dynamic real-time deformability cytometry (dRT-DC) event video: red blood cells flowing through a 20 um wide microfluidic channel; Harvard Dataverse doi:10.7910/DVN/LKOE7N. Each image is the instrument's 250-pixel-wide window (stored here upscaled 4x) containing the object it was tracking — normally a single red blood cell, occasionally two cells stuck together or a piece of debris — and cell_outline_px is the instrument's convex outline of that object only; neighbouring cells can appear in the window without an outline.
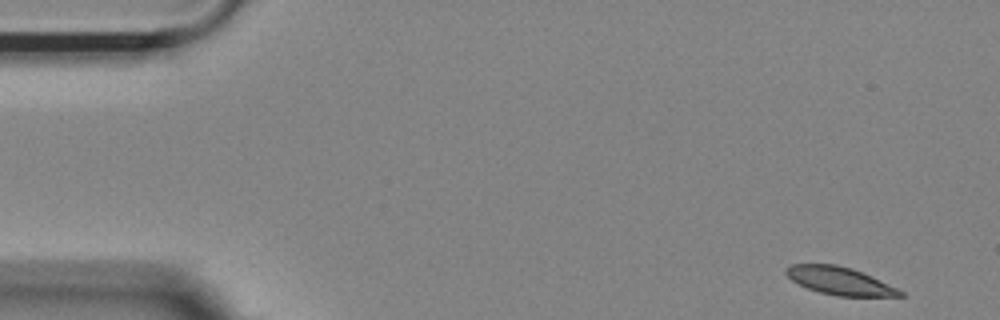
{"species": "Egyptian fruit bat (a non-hibernating species)", "species_latin": "Rousettus aegyptiacus", "temperature_condition": "room temperature", "stored_images_in_passage": 50, "camera_frame_rate_fps": 3000, "um_per_image_px": 0.085, "animal": {"sex": "female"}, "frame": {"image": 1, "passage_image": 1, "time_ms": 0.0, "image_size_px": [1000, 320], "cell_outline_px": [[904, 296], [836, 296], [820, 292], [808, 288], [792, 280], [784, 272], [784, 268], [792, 264], [836, 264], [852, 268], [872, 276], [904, 292]], "centroid_in_image_um": [71.36, 23.86], "position_along_channel_um": 13.6, "area_um2": 18.32}}
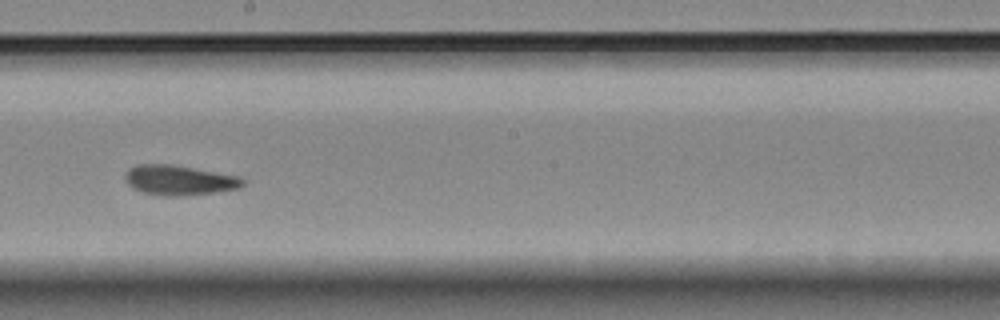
{"frame": {"image": 2, "passage_image": 28, "time_ms": 9.0, "image_size_px": [1000, 320], "cell_outline_px": [[244, 184], [240, 188], [216, 192], [176, 196], [164, 196], [140, 192], [132, 188], [124, 180], [124, 176], [128, 168], [136, 164], [172, 164], [240, 176], [244, 180]], "centroid_in_image_um": [15.2, 15.31], "position_along_channel_um": 233.0, "area_um2": 20.75}}
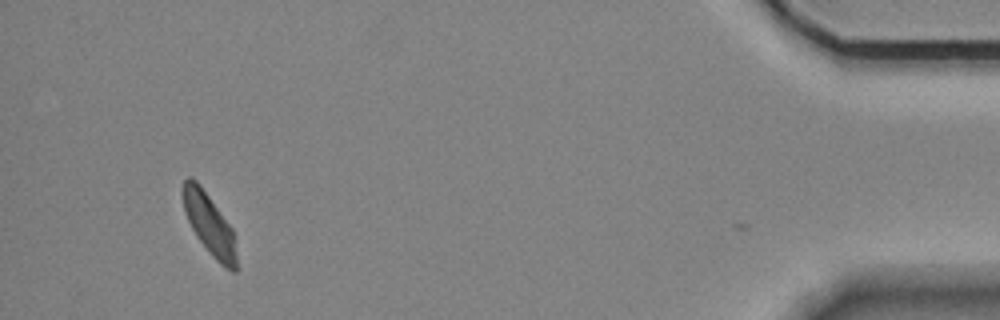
{"frame": {"image": 3, "passage_image": 49, "time_ms": 16.0, "image_size_px": [1000, 320], "cell_outline_px": [[236, 272], [232, 272], [224, 268], [212, 256], [196, 236], [184, 212], [180, 192], [180, 188], [184, 180], [188, 176], [196, 180], [200, 184], [232, 228], [236, 256]], "centroid_in_image_um": [17.74, 19.02], "position_along_channel_um": 417.5, "area_um2": 19.25}, "authors_computed_cell_mechanics": {"area_um2": 19.9699, "velocity_mm_per_s": 3.6372, "shape_relaxation_time_tau1_ms": 6.4972, "shape_relaxation_time_tau2_ms": 2.8338, "deformation_change_tau1": 0.1704, "deformation_change_tau2": 0.0917}}